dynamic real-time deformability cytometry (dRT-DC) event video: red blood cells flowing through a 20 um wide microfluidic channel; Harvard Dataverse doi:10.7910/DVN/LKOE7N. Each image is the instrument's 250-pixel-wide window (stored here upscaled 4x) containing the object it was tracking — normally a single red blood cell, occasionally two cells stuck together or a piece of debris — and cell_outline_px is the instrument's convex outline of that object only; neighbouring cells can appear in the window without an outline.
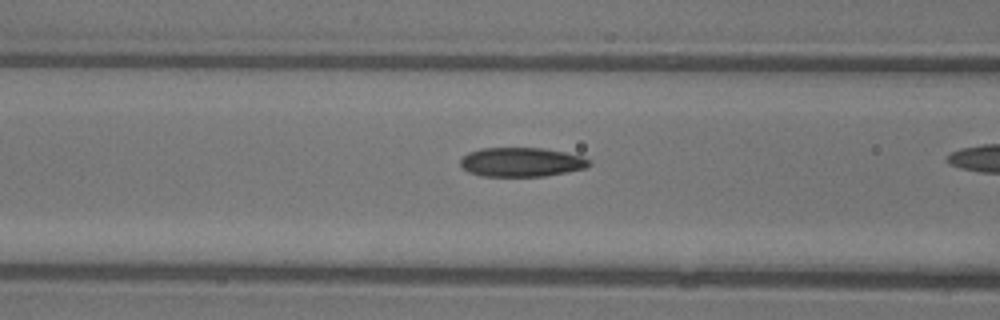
{"species": "common noctule bat (a hibernating species)", "species_latin": "Nyctalus noctula", "temperature_condition": "warm", "stored_images_in_passage": 8, "camera_frame_rate_fps": 3000, "um_per_image_px": 0.085, "animal": {"sex": "female"}, "frame": {"image": 1, "passage_image": 7, "time_ms": 2.0, "image_size_px": [1000, 320], "cell_outline_px": [[592, 164], [584, 168], [568, 172], [544, 176], [480, 176], [468, 172], [460, 164], [460, 160], [468, 152], [480, 148], [544, 148], [584, 156]], "centroid_in_image_um": [44.32, 13.78], "position_along_channel_um": 122.3, "area_um2": 21.96}}